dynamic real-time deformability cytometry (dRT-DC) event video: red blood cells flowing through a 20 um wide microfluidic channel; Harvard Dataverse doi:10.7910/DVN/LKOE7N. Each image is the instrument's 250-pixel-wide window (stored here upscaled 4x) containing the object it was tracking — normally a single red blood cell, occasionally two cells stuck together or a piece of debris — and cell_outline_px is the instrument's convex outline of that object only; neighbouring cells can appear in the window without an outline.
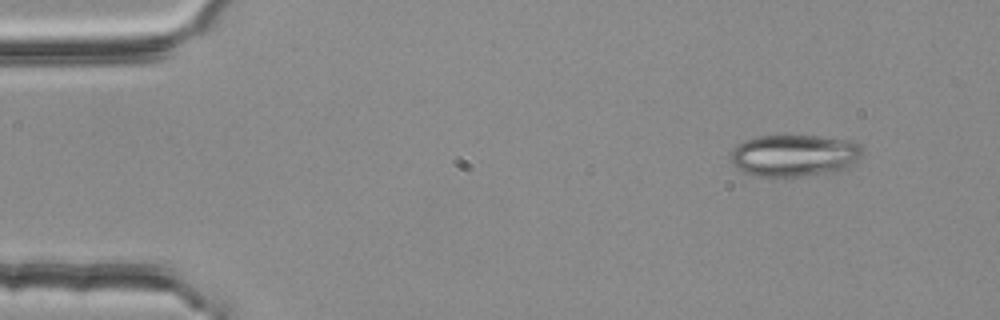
{"species": "common noctule bat (a hibernating species)", "species_latin": "Nyctalus noctula", "temperature_condition": "room temperature", "stored_images_in_passage": 50, "camera_frame_rate_fps": 3000, "um_per_image_px": 0.085, "animal": {"sex": "female", "body_mass_g": 25.1}, "frame": {"image": 1, "passage_image": 1, "time_ms": 0.0, "image_size_px": [1000, 320], "cell_outline_px": [[864, 148], [860, 156], [856, 160], [844, 168], [836, 172], [804, 176], [756, 176], [744, 172], [732, 164], [728, 156], [736, 144], [744, 140], [760, 136], [784, 132], [820, 136], [852, 140], [860, 144]], "centroid_in_image_um": [67.48, 13.16], "position_along_channel_um": 17.5, "area_um2": 33.29}}
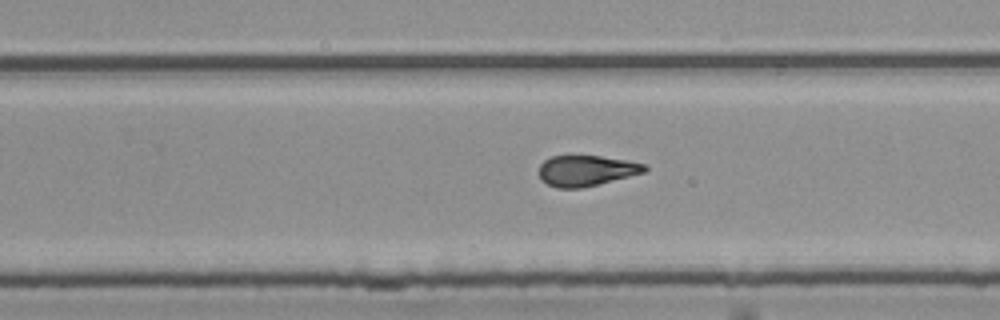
{"frame": {"image": 2, "passage_image": 30, "time_ms": 9.667, "image_size_px": [1000, 320], "cell_outline_px": [[648, 172], [580, 188], [556, 188], [548, 184], [540, 176], [540, 164], [544, 160], [552, 156], [600, 156], [628, 160], [644, 164], [648, 168]], "centroid_in_image_um": [49.88, 14.5], "position_along_channel_um": 279.9, "area_um2": 18.79}}
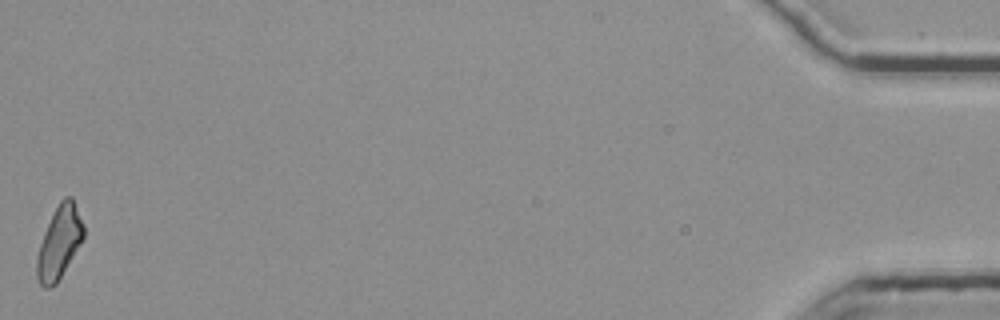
{"frame": {"image": 3, "passage_image": 50, "time_ms": 16.333, "image_size_px": [1000, 320], "cell_outline_px": [[84, 236], [80, 244], [56, 284], [48, 288], [44, 288], [40, 284], [36, 276], [36, 256], [44, 232], [60, 200], [64, 196], [72, 196], [84, 224]], "centroid_in_image_um": [5.03, 20.6], "position_along_channel_um": 430.2, "area_um2": 19.59}, "authors_computed_cell_mechanics": {"area_um2": 19.6809, "velocity_mm_per_s": 3.7565, "shape_relaxation_time_tau1_ms": 8.944, "shape_relaxation_time_tau2_ms": 2.2499, "deformation_change_tau1": 0.2438, "deformation_change_tau2": 0.1003}}